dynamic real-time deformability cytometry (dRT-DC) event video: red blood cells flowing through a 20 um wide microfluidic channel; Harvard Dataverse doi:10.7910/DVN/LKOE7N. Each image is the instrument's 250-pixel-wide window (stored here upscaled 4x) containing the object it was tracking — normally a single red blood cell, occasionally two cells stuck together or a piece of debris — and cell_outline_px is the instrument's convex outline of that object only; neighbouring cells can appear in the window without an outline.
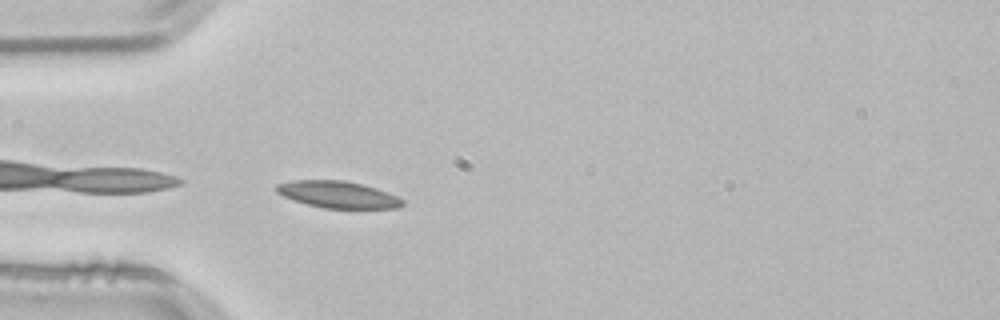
{"species": "common noctule bat (a hibernating species)", "species_latin": "Nyctalus noctula", "temperature_condition": "room temperature", "stored_images_in_passage": 25, "camera_frame_rate_fps": 3000, "um_per_image_px": 0.085, "animal": {"sex": "male", "body_mass_g": 21.5, "forearm_length_mm": 52.0}, "frame": {"image": 1, "passage_image": 1, "time_ms": 0.0, "image_size_px": [1000, 320], "cell_outline_px": [[404, 204], [396, 208], [324, 208], [292, 200], [276, 192], [276, 184], [292, 180], [344, 180], [364, 184], [388, 192], [404, 200]], "centroid_in_image_um": [28.72, 16.52], "position_along_channel_um": 56.3, "area_um2": 19.71}}
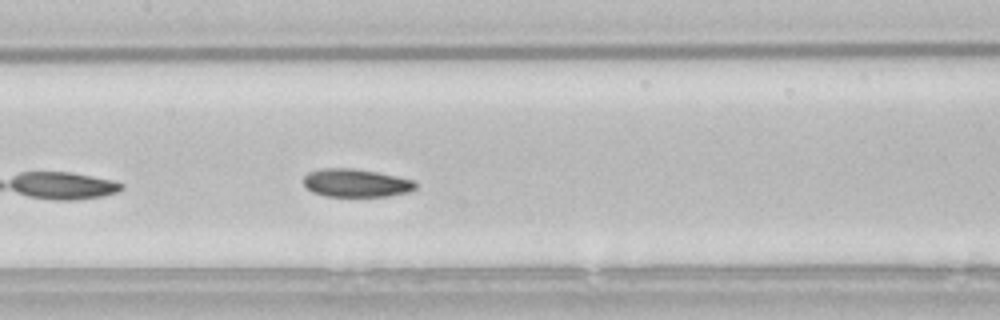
{"frame": {"image": 2, "passage_image": 11, "time_ms": 3.333, "image_size_px": [1000, 320], "cell_outline_px": [[416, 188], [408, 192], [388, 196], [324, 196], [312, 192], [304, 184], [304, 176], [308, 172], [320, 168], [352, 168], [376, 172], [416, 180]], "centroid_in_image_um": [30.26, 15.55], "position_along_channel_um": 177.1, "area_um2": 18.38}}
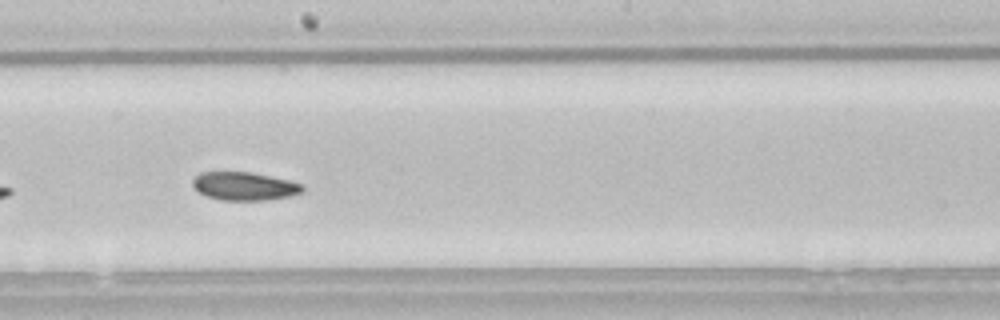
{"frame": {"image": 3, "passage_image": 15, "time_ms": 4.667, "image_size_px": [1000, 320], "cell_outline_px": [[304, 192], [292, 196], [268, 200], [220, 200], [208, 196], [200, 192], [192, 184], [192, 180], [200, 172], [252, 172], [288, 180], [304, 184]], "centroid_in_image_um": [20.83, 15.83], "position_along_channel_um": 227.4, "area_um2": 18.15}}